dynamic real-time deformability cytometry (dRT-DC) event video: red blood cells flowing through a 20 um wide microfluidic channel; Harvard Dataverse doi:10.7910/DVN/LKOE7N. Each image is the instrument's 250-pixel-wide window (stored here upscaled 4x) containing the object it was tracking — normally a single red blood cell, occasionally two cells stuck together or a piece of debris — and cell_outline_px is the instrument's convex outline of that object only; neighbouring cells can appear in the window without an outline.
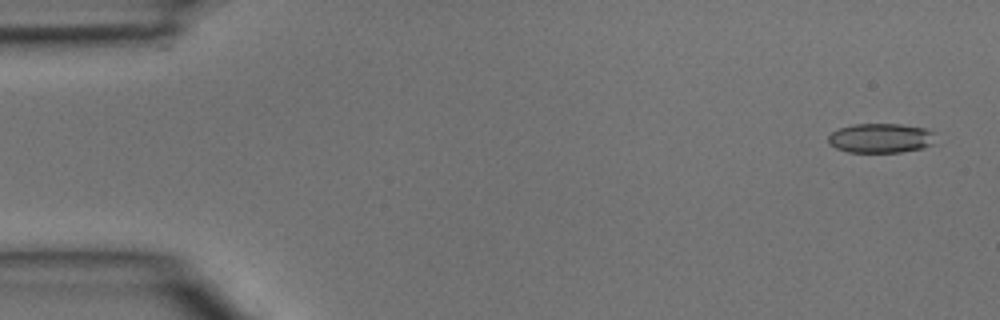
{"species": "common noctule bat (a hibernating species)", "species_latin": "Nyctalus noctula", "temperature_condition": "room temperature", "stored_images_in_passage": 4, "segment_of_instrument_passage": [2, 2], "camera_frame_rate_fps": 3000, "um_per_image_px": 0.085, "animal": {"sex": "male", "body_mass_g": 15.6}, "frame": {"image": 1, "passage_image": 4, "time_ms": 1.0, "image_size_px": [1000, 320], "cell_outline_px": [[936, 132], [932, 144], [924, 148], [900, 152], [848, 152], [836, 148], [828, 144], [828, 136], [832, 132], [840, 128], [856, 124], [900, 124], [924, 128]], "centroid_in_image_um": [74.87, 11.74], "position_along_channel_um": 10.1, "area_um2": 18.5}}